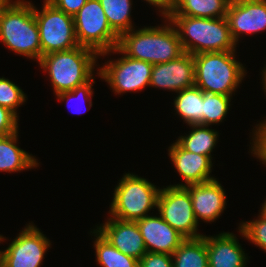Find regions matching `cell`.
Returning a JSON list of instances; mask_svg holds the SVG:
<instances>
[{
    "label": "cell",
    "instance_id": "obj_1",
    "mask_svg": "<svg viewBox=\"0 0 266 267\" xmlns=\"http://www.w3.org/2000/svg\"><path fill=\"white\" fill-rule=\"evenodd\" d=\"M0 40L16 54L40 61V35L31 2L6 0L0 6Z\"/></svg>",
    "mask_w": 266,
    "mask_h": 267
},
{
    "label": "cell",
    "instance_id": "obj_2",
    "mask_svg": "<svg viewBox=\"0 0 266 267\" xmlns=\"http://www.w3.org/2000/svg\"><path fill=\"white\" fill-rule=\"evenodd\" d=\"M134 30L123 33L117 46L130 58L154 65L166 63L184 53L177 30L171 22L164 26Z\"/></svg>",
    "mask_w": 266,
    "mask_h": 267
},
{
    "label": "cell",
    "instance_id": "obj_3",
    "mask_svg": "<svg viewBox=\"0 0 266 267\" xmlns=\"http://www.w3.org/2000/svg\"><path fill=\"white\" fill-rule=\"evenodd\" d=\"M177 30L184 52L192 55L206 52L235 51L226 17L196 18L165 15Z\"/></svg>",
    "mask_w": 266,
    "mask_h": 267
},
{
    "label": "cell",
    "instance_id": "obj_4",
    "mask_svg": "<svg viewBox=\"0 0 266 267\" xmlns=\"http://www.w3.org/2000/svg\"><path fill=\"white\" fill-rule=\"evenodd\" d=\"M99 55L92 49L77 46L66 51L45 54L39 65L49 74L55 95L72 91L93 77Z\"/></svg>",
    "mask_w": 266,
    "mask_h": 267
},
{
    "label": "cell",
    "instance_id": "obj_5",
    "mask_svg": "<svg viewBox=\"0 0 266 267\" xmlns=\"http://www.w3.org/2000/svg\"><path fill=\"white\" fill-rule=\"evenodd\" d=\"M234 53L220 51L193 55L194 85L203 92L232 96L246 75L243 64L235 59Z\"/></svg>",
    "mask_w": 266,
    "mask_h": 267
},
{
    "label": "cell",
    "instance_id": "obj_6",
    "mask_svg": "<svg viewBox=\"0 0 266 267\" xmlns=\"http://www.w3.org/2000/svg\"><path fill=\"white\" fill-rule=\"evenodd\" d=\"M114 189L109 217L125 221H137L157 208L160 188L145 178L126 173Z\"/></svg>",
    "mask_w": 266,
    "mask_h": 267
},
{
    "label": "cell",
    "instance_id": "obj_7",
    "mask_svg": "<svg viewBox=\"0 0 266 267\" xmlns=\"http://www.w3.org/2000/svg\"><path fill=\"white\" fill-rule=\"evenodd\" d=\"M73 19L79 46L98 55L118 46L119 36L111 29L99 0H87Z\"/></svg>",
    "mask_w": 266,
    "mask_h": 267
},
{
    "label": "cell",
    "instance_id": "obj_8",
    "mask_svg": "<svg viewBox=\"0 0 266 267\" xmlns=\"http://www.w3.org/2000/svg\"><path fill=\"white\" fill-rule=\"evenodd\" d=\"M43 3L41 12L34 6L42 56L79 46L73 16L59 10L46 0Z\"/></svg>",
    "mask_w": 266,
    "mask_h": 267
},
{
    "label": "cell",
    "instance_id": "obj_9",
    "mask_svg": "<svg viewBox=\"0 0 266 267\" xmlns=\"http://www.w3.org/2000/svg\"><path fill=\"white\" fill-rule=\"evenodd\" d=\"M109 53H121L124 56L118 60L110 61L100 68L97 74L101 79L109 84L111 89L116 94H121L131 91H141L146 86L150 85L151 73L153 65L149 62L136 60L126 56L118 47L99 54V56Z\"/></svg>",
    "mask_w": 266,
    "mask_h": 267
},
{
    "label": "cell",
    "instance_id": "obj_10",
    "mask_svg": "<svg viewBox=\"0 0 266 267\" xmlns=\"http://www.w3.org/2000/svg\"><path fill=\"white\" fill-rule=\"evenodd\" d=\"M157 209L162 219L180 233L185 239L200 238L189 190L185 186H166L161 188Z\"/></svg>",
    "mask_w": 266,
    "mask_h": 267
},
{
    "label": "cell",
    "instance_id": "obj_11",
    "mask_svg": "<svg viewBox=\"0 0 266 267\" xmlns=\"http://www.w3.org/2000/svg\"><path fill=\"white\" fill-rule=\"evenodd\" d=\"M5 251H0V267H40L50 240L29 223Z\"/></svg>",
    "mask_w": 266,
    "mask_h": 267
},
{
    "label": "cell",
    "instance_id": "obj_12",
    "mask_svg": "<svg viewBox=\"0 0 266 267\" xmlns=\"http://www.w3.org/2000/svg\"><path fill=\"white\" fill-rule=\"evenodd\" d=\"M226 19L233 41L240 34H255L266 30V0H231Z\"/></svg>",
    "mask_w": 266,
    "mask_h": 267
},
{
    "label": "cell",
    "instance_id": "obj_13",
    "mask_svg": "<svg viewBox=\"0 0 266 267\" xmlns=\"http://www.w3.org/2000/svg\"><path fill=\"white\" fill-rule=\"evenodd\" d=\"M194 84V57L188 52H184L178 58L166 63L153 65L150 87L167 89L177 93L194 86Z\"/></svg>",
    "mask_w": 266,
    "mask_h": 267
},
{
    "label": "cell",
    "instance_id": "obj_14",
    "mask_svg": "<svg viewBox=\"0 0 266 267\" xmlns=\"http://www.w3.org/2000/svg\"><path fill=\"white\" fill-rule=\"evenodd\" d=\"M120 252L140 260L146 253L144 239L136 221L109 218L95 229Z\"/></svg>",
    "mask_w": 266,
    "mask_h": 267
},
{
    "label": "cell",
    "instance_id": "obj_15",
    "mask_svg": "<svg viewBox=\"0 0 266 267\" xmlns=\"http://www.w3.org/2000/svg\"><path fill=\"white\" fill-rule=\"evenodd\" d=\"M190 193L196 220L214 222L226 208V195L218 180L185 186Z\"/></svg>",
    "mask_w": 266,
    "mask_h": 267
},
{
    "label": "cell",
    "instance_id": "obj_16",
    "mask_svg": "<svg viewBox=\"0 0 266 267\" xmlns=\"http://www.w3.org/2000/svg\"><path fill=\"white\" fill-rule=\"evenodd\" d=\"M147 252L172 255L185 238L161 216H145L136 221Z\"/></svg>",
    "mask_w": 266,
    "mask_h": 267
},
{
    "label": "cell",
    "instance_id": "obj_17",
    "mask_svg": "<svg viewBox=\"0 0 266 267\" xmlns=\"http://www.w3.org/2000/svg\"><path fill=\"white\" fill-rule=\"evenodd\" d=\"M168 152L174 167L185 181L184 185L181 183L172 186H187L215 179L210 177L212 161L209 156L189 152L183 149L177 142L169 147Z\"/></svg>",
    "mask_w": 266,
    "mask_h": 267
},
{
    "label": "cell",
    "instance_id": "obj_18",
    "mask_svg": "<svg viewBox=\"0 0 266 267\" xmlns=\"http://www.w3.org/2000/svg\"><path fill=\"white\" fill-rule=\"evenodd\" d=\"M206 241L209 267H245L248 259L235 234L202 236Z\"/></svg>",
    "mask_w": 266,
    "mask_h": 267
},
{
    "label": "cell",
    "instance_id": "obj_19",
    "mask_svg": "<svg viewBox=\"0 0 266 267\" xmlns=\"http://www.w3.org/2000/svg\"><path fill=\"white\" fill-rule=\"evenodd\" d=\"M18 131L0 137V171L19 172L38 167L37 159L32 154L19 148L17 144Z\"/></svg>",
    "mask_w": 266,
    "mask_h": 267
},
{
    "label": "cell",
    "instance_id": "obj_20",
    "mask_svg": "<svg viewBox=\"0 0 266 267\" xmlns=\"http://www.w3.org/2000/svg\"><path fill=\"white\" fill-rule=\"evenodd\" d=\"M231 0H173L166 15H182L196 18L226 17Z\"/></svg>",
    "mask_w": 266,
    "mask_h": 267
},
{
    "label": "cell",
    "instance_id": "obj_21",
    "mask_svg": "<svg viewBox=\"0 0 266 267\" xmlns=\"http://www.w3.org/2000/svg\"><path fill=\"white\" fill-rule=\"evenodd\" d=\"M177 93L174 99L176 113L188 125H203V91L194 85Z\"/></svg>",
    "mask_w": 266,
    "mask_h": 267
},
{
    "label": "cell",
    "instance_id": "obj_22",
    "mask_svg": "<svg viewBox=\"0 0 266 267\" xmlns=\"http://www.w3.org/2000/svg\"><path fill=\"white\" fill-rule=\"evenodd\" d=\"M171 256L173 267H209L206 241L203 237L185 239Z\"/></svg>",
    "mask_w": 266,
    "mask_h": 267
},
{
    "label": "cell",
    "instance_id": "obj_23",
    "mask_svg": "<svg viewBox=\"0 0 266 267\" xmlns=\"http://www.w3.org/2000/svg\"><path fill=\"white\" fill-rule=\"evenodd\" d=\"M189 126L193 128L192 131L187 135H181L176 142L189 152L209 156L212 159L211 152L216 146L218 132L200 124Z\"/></svg>",
    "mask_w": 266,
    "mask_h": 267
},
{
    "label": "cell",
    "instance_id": "obj_24",
    "mask_svg": "<svg viewBox=\"0 0 266 267\" xmlns=\"http://www.w3.org/2000/svg\"><path fill=\"white\" fill-rule=\"evenodd\" d=\"M111 29L120 37L134 28L131 17V0H99Z\"/></svg>",
    "mask_w": 266,
    "mask_h": 267
},
{
    "label": "cell",
    "instance_id": "obj_25",
    "mask_svg": "<svg viewBox=\"0 0 266 267\" xmlns=\"http://www.w3.org/2000/svg\"><path fill=\"white\" fill-rule=\"evenodd\" d=\"M95 238L94 247L96 262L102 267H138L139 260L120 252L103 238L96 230L93 231ZM96 233V234H95Z\"/></svg>",
    "mask_w": 266,
    "mask_h": 267
},
{
    "label": "cell",
    "instance_id": "obj_26",
    "mask_svg": "<svg viewBox=\"0 0 266 267\" xmlns=\"http://www.w3.org/2000/svg\"><path fill=\"white\" fill-rule=\"evenodd\" d=\"M231 96L203 92V125L222 122L230 108Z\"/></svg>",
    "mask_w": 266,
    "mask_h": 267
},
{
    "label": "cell",
    "instance_id": "obj_27",
    "mask_svg": "<svg viewBox=\"0 0 266 267\" xmlns=\"http://www.w3.org/2000/svg\"><path fill=\"white\" fill-rule=\"evenodd\" d=\"M26 95L22 89L9 79L0 78V105L12 111L17 117V108L24 104Z\"/></svg>",
    "mask_w": 266,
    "mask_h": 267
},
{
    "label": "cell",
    "instance_id": "obj_28",
    "mask_svg": "<svg viewBox=\"0 0 266 267\" xmlns=\"http://www.w3.org/2000/svg\"><path fill=\"white\" fill-rule=\"evenodd\" d=\"M241 235L266 252V216L260 213L257 219L240 224Z\"/></svg>",
    "mask_w": 266,
    "mask_h": 267
},
{
    "label": "cell",
    "instance_id": "obj_29",
    "mask_svg": "<svg viewBox=\"0 0 266 267\" xmlns=\"http://www.w3.org/2000/svg\"><path fill=\"white\" fill-rule=\"evenodd\" d=\"M95 83L94 81V78L92 77L88 82L80 85V86H77L75 89H73L72 91H65V92H61L59 94H57V98L58 100H61V101H65L66 100V104H68L70 102V99L71 98H75V99H78L79 101L80 100H86L87 102H89V107H92V100H91V97H92V94H93V91H92V84ZM78 101V102H79ZM83 101V102H84ZM81 103V102H80ZM69 105V104H68ZM71 105V104H70ZM82 105V104H81ZM79 108V107H78ZM77 110V109H76ZM78 111V110H77ZM75 112L77 114H81L82 112ZM81 111V110H80ZM85 112V111H84Z\"/></svg>",
    "mask_w": 266,
    "mask_h": 267
},
{
    "label": "cell",
    "instance_id": "obj_30",
    "mask_svg": "<svg viewBox=\"0 0 266 267\" xmlns=\"http://www.w3.org/2000/svg\"><path fill=\"white\" fill-rule=\"evenodd\" d=\"M265 121L256 124L252 137L251 153L255 155L262 163L266 165V119Z\"/></svg>",
    "mask_w": 266,
    "mask_h": 267
},
{
    "label": "cell",
    "instance_id": "obj_31",
    "mask_svg": "<svg viewBox=\"0 0 266 267\" xmlns=\"http://www.w3.org/2000/svg\"><path fill=\"white\" fill-rule=\"evenodd\" d=\"M18 118L12 111L0 105V137L19 131Z\"/></svg>",
    "mask_w": 266,
    "mask_h": 267
},
{
    "label": "cell",
    "instance_id": "obj_32",
    "mask_svg": "<svg viewBox=\"0 0 266 267\" xmlns=\"http://www.w3.org/2000/svg\"><path fill=\"white\" fill-rule=\"evenodd\" d=\"M138 267H173L172 256L167 253L147 252Z\"/></svg>",
    "mask_w": 266,
    "mask_h": 267
},
{
    "label": "cell",
    "instance_id": "obj_33",
    "mask_svg": "<svg viewBox=\"0 0 266 267\" xmlns=\"http://www.w3.org/2000/svg\"><path fill=\"white\" fill-rule=\"evenodd\" d=\"M49 4L62 10L70 16H74L87 0H46Z\"/></svg>",
    "mask_w": 266,
    "mask_h": 267
},
{
    "label": "cell",
    "instance_id": "obj_34",
    "mask_svg": "<svg viewBox=\"0 0 266 267\" xmlns=\"http://www.w3.org/2000/svg\"><path fill=\"white\" fill-rule=\"evenodd\" d=\"M147 1L150 5H153L159 8V12H161L162 16H165L172 7L173 0H145Z\"/></svg>",
    "mask_w": 266,
    "mask_h": 267
},
{
    "label": "cell",
    "instance_id": "obj_35",
    "mask_svg": "<svg viewBox=\"0 0 266 267\" xmlns=\"http://www.w3.org/2000/svg\"><path fill=\"white\" fill-rule=\"evenodd\" d=\"M263 72V74H262V83H263V89H265L264 90V92L266 93V67H264V70L262 71Z\"/></svg>",
    "mask_w": 266,
    "mask_h": 267
},
{
    "label": "cell",
    "instance_id": "obj_36",
    "mask_svg": "<svg viewBox=\"0 0 266 267\" xmlns=\"http://www.w3.org/2000/svg\"><path fill=\"white\" fill-rule=\"evenodd\" d=\"M260 213L263 214L264 216H266V200L265 202L262 204V208L260 210Z\"/></svg>",
    "mask_w": 266,
    "mask_h": 267
},
{
    "label": "cell",
    "instance_id": "obj_37",
    "mask_svg": "<svg viewBox=\"0 0 266 267\" xmlns=\"http://www.w3.org/2000/svg\"><path fill=\"white\" fill-rule=\"evenodd\" d=\"M6 238L5 237H3L2 235H0V242H4V240H5Z\"/></svg>",
    "mask_w": 266,
    "mask_h": 267
},
{
    "label": "cell",
    "instance_id": "obj_38",
    "mask_svg": "<svg viewBox=\"0 0 266 267\" xmlns=\"http://www.w3.org/2000/svg\"><path fill=\"white\" fill-rule=\"evenodd\" d=\"M6 0H0V6L5 2Z\"/></svg>",
    "mask_w": 266,
    "mask_h": 267
}]
</instances>
